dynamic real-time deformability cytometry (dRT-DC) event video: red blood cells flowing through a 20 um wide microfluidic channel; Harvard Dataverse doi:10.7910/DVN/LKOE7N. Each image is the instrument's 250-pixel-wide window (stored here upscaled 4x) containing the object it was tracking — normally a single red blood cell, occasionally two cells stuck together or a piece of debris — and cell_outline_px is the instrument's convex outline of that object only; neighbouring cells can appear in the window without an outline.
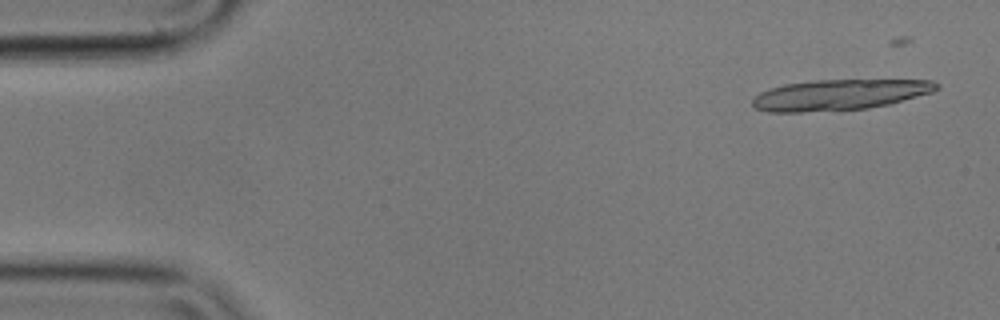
{"species": "common noctule bat (a hibernating species)", "species_latin": "Nyctalus noctula", "temperature_condition": "cold", "stored_images_in_passage": 6, "camera_frame_rate_fps": 3000, "um_per_image_px": 0.085, "animal": {"sex": "male", "body_mass_g": 17.9}, "frame": {"image": 1, "passage_image": 1, "time_ms": 0.0, "image_size_px": [1000, 320], "cell_outline_px": [[940, 88], [932, 92], [888, 104], [868, 108], [804, 112], [768, 112], [756, 108], [752, 104], [752, 100], [760, 92], [784, 84], [816, 80], [932, 80], [940, 84]], "centroid_in_image_um": [71.37, 8.05], "position_along_channel_um": 13.6, "area_um2": 32.71}}